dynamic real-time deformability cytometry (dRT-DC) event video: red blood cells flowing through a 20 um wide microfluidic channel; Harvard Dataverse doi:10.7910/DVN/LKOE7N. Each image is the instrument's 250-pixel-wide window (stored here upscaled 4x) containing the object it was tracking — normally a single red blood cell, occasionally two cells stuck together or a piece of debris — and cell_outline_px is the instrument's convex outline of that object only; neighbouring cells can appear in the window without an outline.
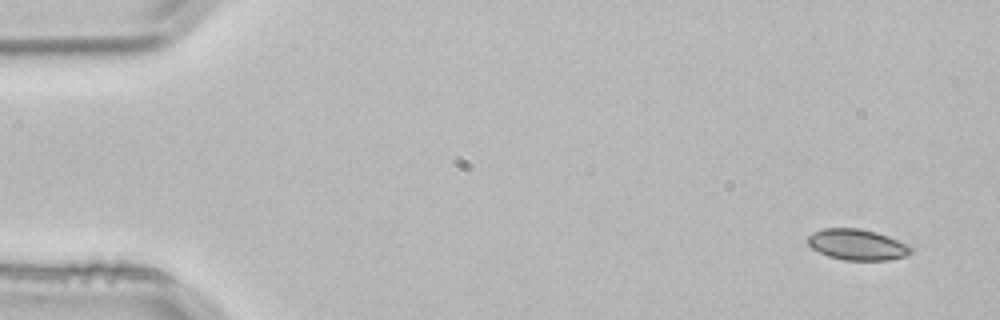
{"species": "common noctule bat (a hibernating species)", "species_latin": "Nyctalus noctula", "temperature_condition": "room temperature", "stored_images_in_passage": 3, "camera_frame_rate_fps": 3000, "um_per_image_px": 0.085, "animal": {"sex": "male", "body_mass_g": 21.5, "forearm_length_mm": 52.0}, "frame": {"image": 1, "passage_image": 1, "time_ms": 0.0, "image_size_px": [1000, 320], "cell_outline_px": [[916, 248], [908, 256], [888, 260], [844, 260], [828, 256], [812, 248], [804, 240], [812, 232], [824, 228], [860, 228], [876, 232], [888, 236], [908, 244]], "centroid_in_image_um": [72.88, 20.79], "position_along_channel_um": 12.1, "area_um2": 18.9}}
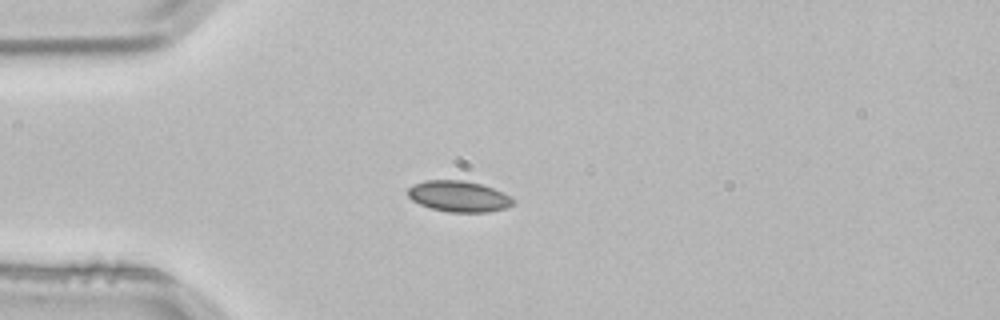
{"frame": {"image": 2, "passage_image": 3, "time_ms": 0.667, "image_size_px": [1000, 320], "cell_outline_px": [[516, 200], [512, 204], [504, 208], [488, 212], [448, 212], [432, 208], [420, 204], [412, 200], [408, 196], [408, 188], [412, 184], [424, 180], [464, 180], [480, 184], [492, 188]], "centroid_in_image_um": [38.95, 16.68], "position_along_channel_um": 46.1, "area_um2": 18.84}}